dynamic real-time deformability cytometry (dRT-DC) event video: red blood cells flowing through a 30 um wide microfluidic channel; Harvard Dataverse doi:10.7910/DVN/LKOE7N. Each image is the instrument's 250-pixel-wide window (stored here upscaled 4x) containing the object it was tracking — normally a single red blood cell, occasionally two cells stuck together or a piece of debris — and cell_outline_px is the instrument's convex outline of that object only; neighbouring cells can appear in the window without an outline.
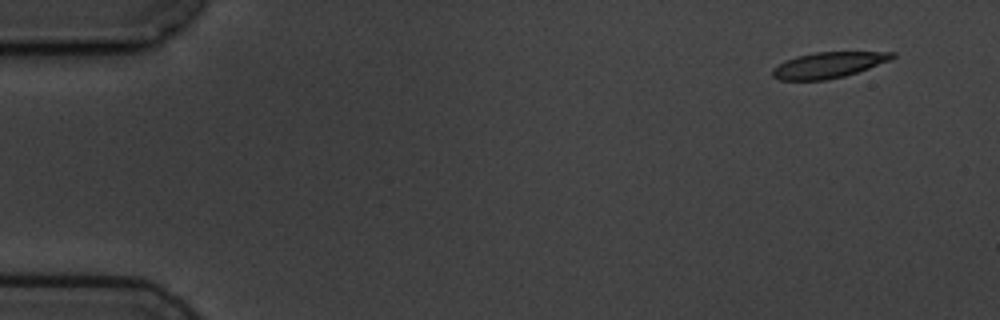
{"species": "common noctule bat (a hibernating species)", "species_latin": "Nyctalus noctula", "temperature_condition": "cold", "stored_images_in_passage": 10, "camera_frame_rate_fps": 3000, "um_per_image_px": 0.085, "animal": {"sex": "male", "body_mass_g": 19.5, "forearm_length_mm": 54.6}, "frame": {"image": 1, "passage_image": 1, "time_ms": 0.0, "image_size_px": [1000, 320], "cell_outline_px": [[896, 56], [888, 60], [868, 68], [844, 76], [828, 80], [780, 80], [772, 76], [772, 68], [784, 60], [796, 56], [816, 52], [896, 52]], "centroid_in_image_um": [70.35, 5.53], "position_along_channel_um": 14.6, "area_um2": 17.92}}
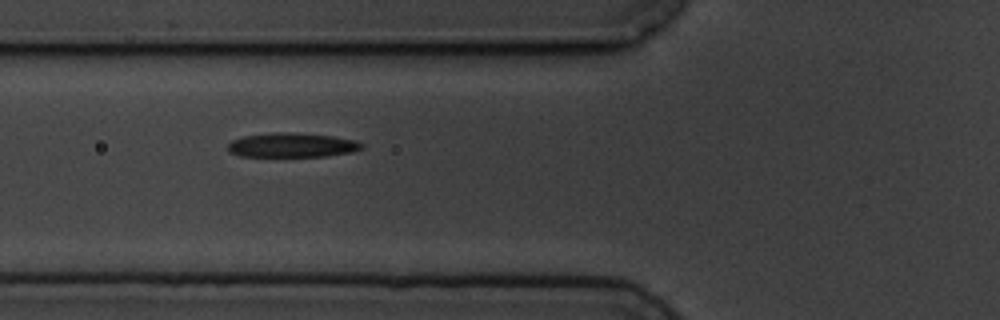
{"frame": {"image": 2, "passage_image": 6, "time_ms": 5.667, "image_size_px": [1000, 320], "cell_outline_px": [[364, 148], [352, 152], [324, 156], [240, 156], [228, 152], [228, 144], [232, 140], [244, 136], [276, 132], [292, 132], [332, 136], [356, 140], [364, 144]], "centroid_in_image_um": [24.83, 12.33], "position_along_channel_um": 101.0, "area_um2": 19.02}}
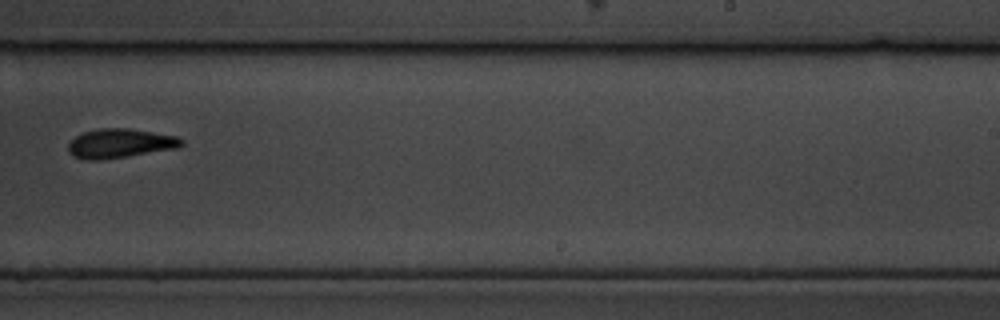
{"frame": {"image": 3, "passage_image": 10, "time_ms": 10.667, "image_size_px": [1000, 320], "cell_outline_px": [[184, 144], [180, 148], [100, 160], [84, 160], [72, 156], [68, 152], [68, 144], [80, 132], [96, 128], [128, 128], [180, 136], [184, 140]], "centroid_in_image_um": [10.21, 12.18], "position_along_channel_um": 278.8, "area_um2": 19.71}}